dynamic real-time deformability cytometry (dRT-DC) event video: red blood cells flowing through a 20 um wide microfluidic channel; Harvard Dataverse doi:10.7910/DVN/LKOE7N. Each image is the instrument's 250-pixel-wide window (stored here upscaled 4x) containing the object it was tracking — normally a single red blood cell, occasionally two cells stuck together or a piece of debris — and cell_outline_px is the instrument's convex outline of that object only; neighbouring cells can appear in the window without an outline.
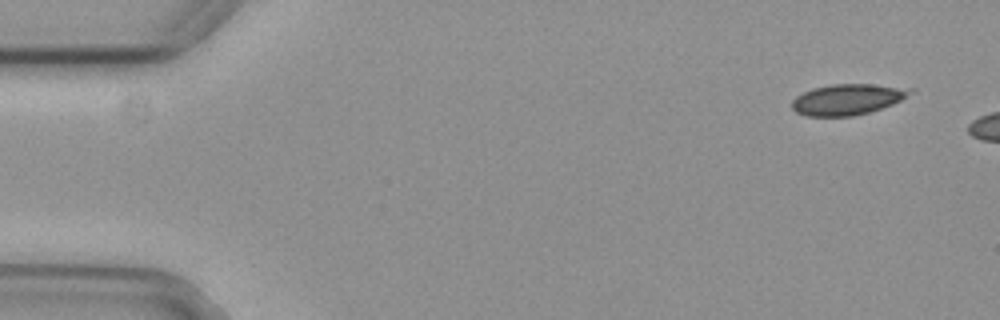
{"species": "common noctule bat (a hibernating species)", "species_latin": "Nyctalus noctula", "temperature_condition": "cold", "stored_images_in_passage": 7, "camera_frame_rate_fps": 3000, "um_per_image_px": 0.085, "animal": {"sex": "female", "body_mass_g": 29.2, "forearm_length_mm": 56.3}, "frame": {"image": 1, "passage_image": 1, "time_ms": 0.0, "image_size_px": [1000, 320], "cell_outline_px": [[916, 92], [892, 104], [868, 112], [852, 116], [808, 116], [796, 112], [792, 108], [792, 100], [796, 96], [812, 88], [832, 84], [872, 84], [916, 88]], "centroid_in_image_um": [72.07, 8.43], "position_along_channel_um": 12.9, "area_um2": 21.33}}